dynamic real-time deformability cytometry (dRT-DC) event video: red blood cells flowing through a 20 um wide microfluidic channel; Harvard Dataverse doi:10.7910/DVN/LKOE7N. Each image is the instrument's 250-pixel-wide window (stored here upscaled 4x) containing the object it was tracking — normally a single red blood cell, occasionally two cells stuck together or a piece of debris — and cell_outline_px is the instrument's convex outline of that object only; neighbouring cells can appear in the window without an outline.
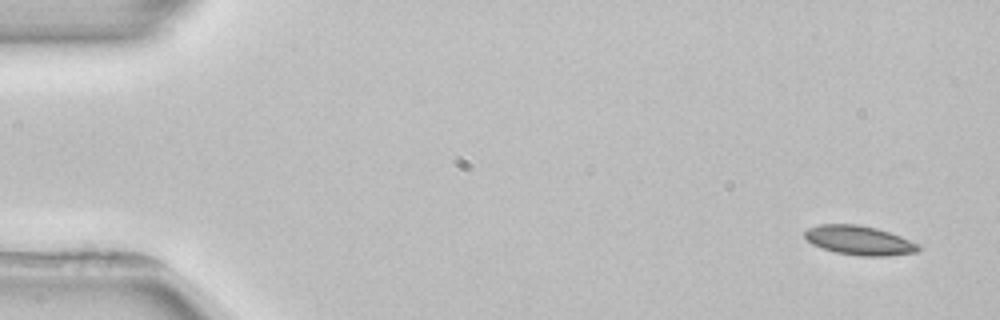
{"species": "common noctule bat (a hibernating species)", "species_latin": "Nyctalus noctula", "temperature_condition": "room temperature", "stored_images_in_passage": 5, "camera_frame_rate_fps": 3000, "um_per_image_px": 0.085, "animal": {"sex": "female", "body_mass_g": 22.7, "forearm_length_mm": 54.2}, "frame": {"image": 1, "passage_image": 1, "time_ms": 0.0, "image_size_px": [1000, 320], "cell_outline_px": [[920, 248], [916, 252], [888, 256], [860, 256], [836, 252], [812, 244], [804, 236], [804, 232], [808, 228], [820, 224], [856, 224], [876, 228], [900, 236], [920, 244]], "centroid_in_image_um": [73.04, 20.43], "position_along_channel_um": 12.0, "area_um2": 19.25}}